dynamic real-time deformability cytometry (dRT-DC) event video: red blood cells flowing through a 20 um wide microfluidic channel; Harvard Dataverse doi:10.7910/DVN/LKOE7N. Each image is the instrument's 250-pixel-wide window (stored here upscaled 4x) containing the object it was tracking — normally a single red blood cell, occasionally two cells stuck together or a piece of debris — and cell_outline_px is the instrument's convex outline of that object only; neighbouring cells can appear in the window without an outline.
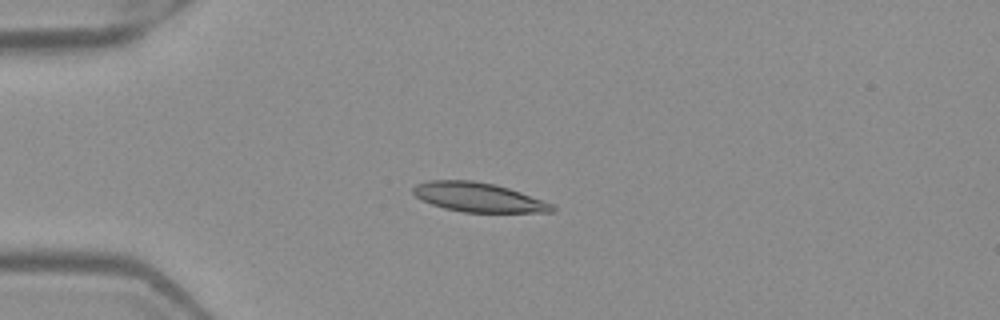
{"species": "Egyptian fruit bat (a non-hibernating species)", "species_latin": "Rousettus aegyptiacus", "temperature_condition": "warm", "stored_images_in_passage": 51, "camera_frame_rate_fps": 3000, "um_per_image_px": 0.085, "frame": {"image": 1, "passage_image": 13, "time_ms": 4.0, "image_size_px": [1000, 320], "cell_outline_px": [[556, 212], [464, 212], [444, 208], [432, 204], [416, 196], [412, 192], [412, 188], [416, 184], [428, 180], [472, 180], [496, 184], [520, 192], [552, 204], [556, 208]], "centroid_in_image_um": [40.65, 16.76], "position_along_channel_um": 44.3, "area_um2": 23.58}}
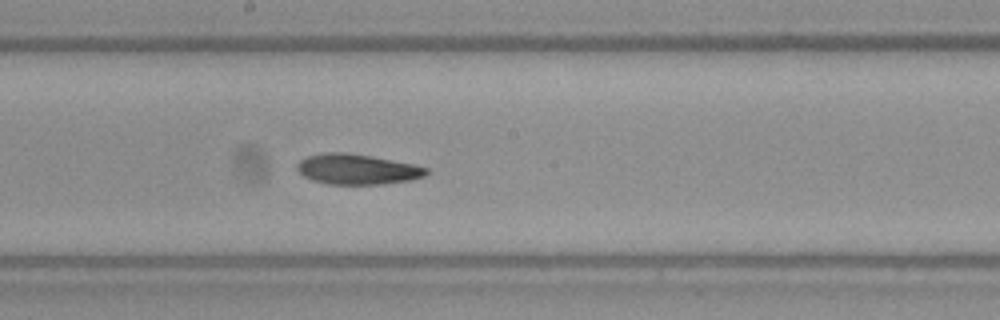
{"frame": {"image": 2, "passage_image": 28, "time_ms": 9.0, "image_size_px": [1000, 320], "cell_outline_px": [[428, 172], [424, 176], [412, 180], [384, 184], [328, 184], [312, 180], [304, 176], [296, 168], [296, 164], [300, 160], [308, 156], [324, 152], [344, 152], [372, 156], [412, 164], [428, 168]], "centroid_in_image_um": [30.35, 14.38], "position_along_channel_um": 217.9, "area_um2": 22.83}}
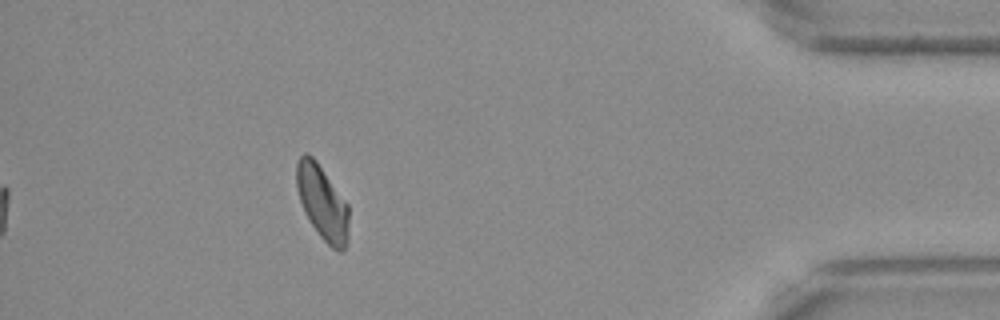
{"frame": {"image": 3, "passage_image": 46, "time_ms": 15.0, "image_size_px": [1000, 320], "cell_outline_px": [[348, 244], [344, 252], [336, 252], [320, 236], [304, 212], [296, 188], [296, 164], [300, 156], [304, 152], [308, 152], [316, 160], [348, 204]], "centroid_in_image_um": [27.41, 17.23], "position_along_channel_um": 407.8, "area_um2": 22.83}, "authors_computed_cell_mechanics": {"area_um2": 23.2934, "velocity_mm_per_s": 3.9781, "shape_relaxation_time_tau1_ms": 5.2748, "shape_relaxation_time_tau2_ms": 4.1576, "deformation_change_tau1": 0.1491, "deformation_change_tau2": 0.0804}}